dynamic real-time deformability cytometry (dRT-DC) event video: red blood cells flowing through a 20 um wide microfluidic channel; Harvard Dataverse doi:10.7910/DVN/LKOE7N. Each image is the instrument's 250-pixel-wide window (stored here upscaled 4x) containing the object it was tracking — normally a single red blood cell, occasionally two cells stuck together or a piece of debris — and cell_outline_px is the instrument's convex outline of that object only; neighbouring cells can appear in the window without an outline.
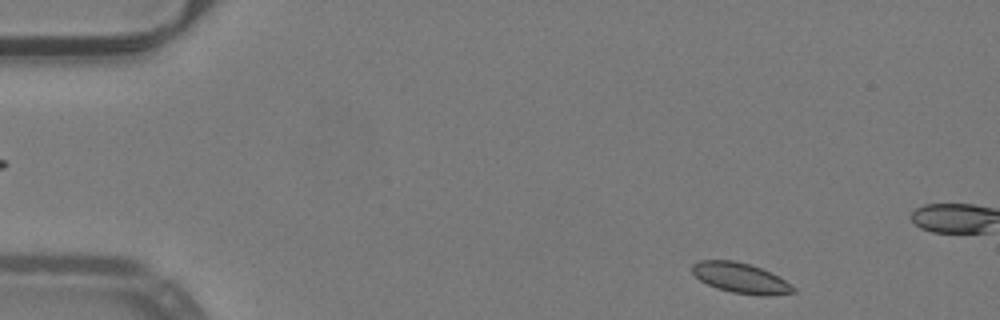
{"species": "common noctule bat (a hibernating species)", "species_latin": "Nyctalus noctula", "temperature_condition": "warm", "stored_images_in_passage": 11, "camera_frame_rate_fps": 3000, "um_per_image_px": 0.085, "animal": {"sex": "male", "body_mass_g": 19.2, "forearm_length_mm": 51.8}, "frame": {"image": 1, "passage_image": 2, "time_ms": 0.333, "image_size_px": [1000, 320], "cell_outline_px": [[796, 292], [768, 296], [760, 296], [732, 292], [716, 288], [700, 280], [692, 272], [692, 264], [700, 260], [732, 260], [748, 264], [760, 268], [784, 280], [796, 288]], "centroid_in_image_um": [62.94, 23.64], "position_along_channel_um": 22.1, "area_um2": 17.63}}